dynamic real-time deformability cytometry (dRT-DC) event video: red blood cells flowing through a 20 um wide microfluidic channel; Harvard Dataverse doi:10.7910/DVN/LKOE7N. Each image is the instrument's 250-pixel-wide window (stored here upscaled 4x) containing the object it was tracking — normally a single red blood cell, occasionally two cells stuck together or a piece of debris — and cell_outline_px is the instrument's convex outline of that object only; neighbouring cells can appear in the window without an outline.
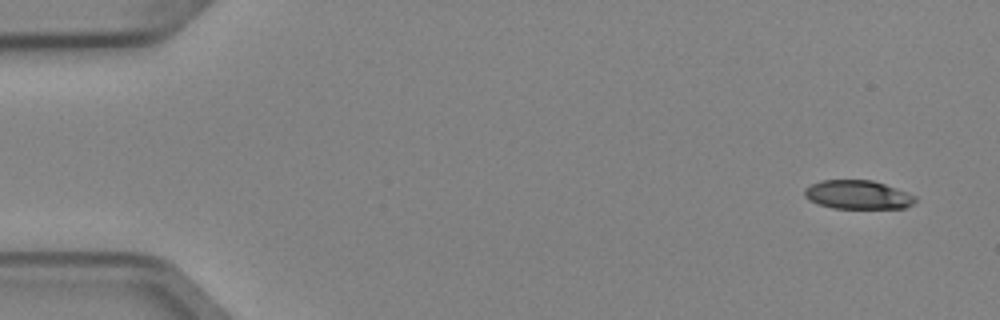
{"species": "Egyptian fruit bat (a non-hibernating species)", "species_latin": "Rousettus aegyptiacus", "temperature_condition": "cold", "stored_images_in_passage": 7, "camera_frame_rate_fps": 3000, "um_per_image_px": 0.085, "animal": {"sex": "female"}, "frame": {"image": 1, "passage_image": 1, "time_ms": 0.0, "image_size_px": [1000, 320], "cell_outline_px": [[916, 200], [912, 204], [904, 208], [832, 208], [808, 200], [804, 196], [804, 188], [820, 180], [872, 180], [884, 184], [916, 196]], "centroid_in_image_um": [72.87, 16.55], "position_along_channel_um": 12.1, "area_um2": 18.44}}
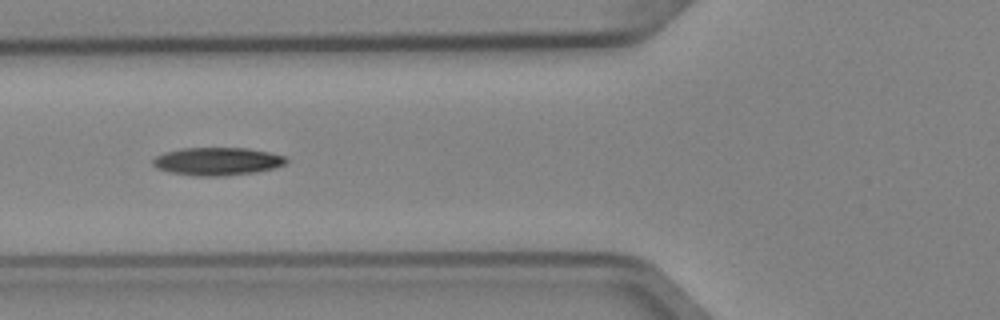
{"frame": {"image": 2, "passage_image": 5, "time_ms": 1.333, "image_size_px": [1000, 320], "cell_outline_px": [[288, 160], [284, 164], [276, 168], [256, 172], [224, 176], [192, 176], [172, 172], [156, 168], [152, 164], [152, 160], [156, 156], [164, 152], [180, 148], [248, 148], [268, 152], [284, 156]], "centroid_in_image_um": [18.46, 13.72], "position_along_channel_um": 107.3, "area_um2": 21.79}}
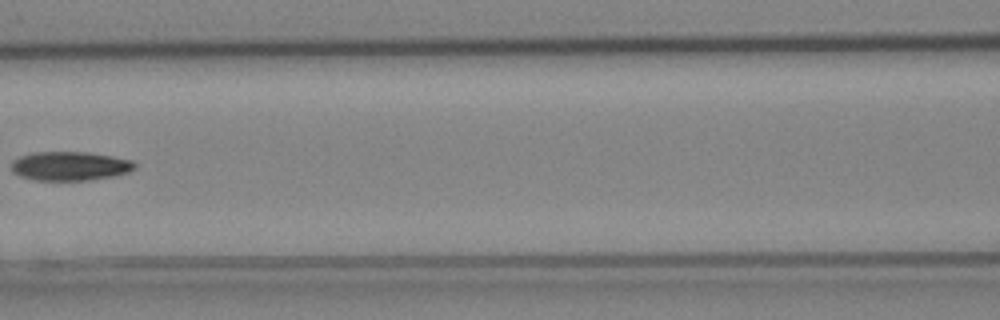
{"frame": {"image": 3, "passage_image": 6, "time_ms": 1.667, "image_size_px": [1000, 320], "cell_outline_px": [[136, 168], [128, 172], [112, 176], [88, 180], [32, 180], [20, 176], [12, 172], [12, 160], [20, 156], [36, 152], [88, 152], [112, 156], [132, 160], [136, 164]], "centroid_in_image_um": [5.94, 14.11], "position_along_channel_um": 160.7, "area_um2": 20.87}}